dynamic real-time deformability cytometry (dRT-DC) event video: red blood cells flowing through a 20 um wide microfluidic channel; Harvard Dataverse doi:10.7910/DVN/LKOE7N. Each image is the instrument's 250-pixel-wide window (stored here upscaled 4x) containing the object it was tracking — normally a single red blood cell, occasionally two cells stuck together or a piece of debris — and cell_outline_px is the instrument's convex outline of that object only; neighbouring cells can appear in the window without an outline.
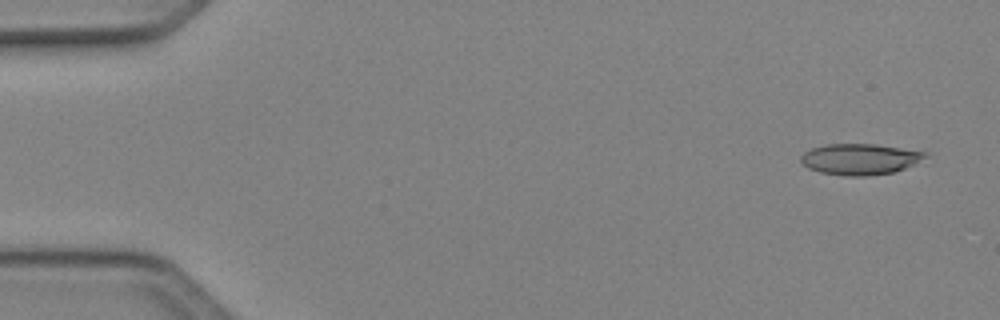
{"species": "Egyptian fruit bat (a non-hibernating species)", "species_latin": "Rousettus aegyptiacus", "temperature_condition": "cold", "stored_images_in_passage": 47, "camera_frame_rate_fps": 3000, "um_per_image_px": 0.085, "animal": {"sex": "female"}, "frame": {"image": 1, "passage_image": 1, "time_ms": 0.0, "image_size_px": [1000, 320], "cell_outline_px": [[928, 156], [904, 168], [892, 172], [868, 176], [844, 176], [820, 172], [808, 168], [800, 160], [800, 156], [804, 152], [812, 148], [828, 144], [876, 144], [928, 152]], "centroid_in_image_um": [73.07, 13.52], "position_along_channel_um": 11.9, "area_um2": 22.37}}
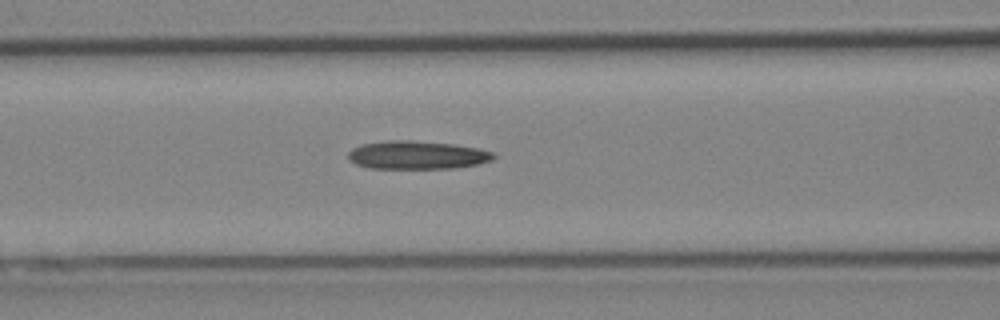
{"frame": {"image": 2, "passage_image": 19, "time_ms": 6.0, "image_size_px": [1000, 320], "cell_outline_px": [[496, 156], [492, 160], [476, 164], [452, 168], [368, 168], [356, 164], [348, 160], [348, 152], [352, 148], [364, 144], [388, 140], [412, 140], [452, 144], [480, 148], [492, 152]], "centroid_in_image_um": [35.43, 13.17], "position_along_channel_um": 131.2, "area_um2": 23.87}}
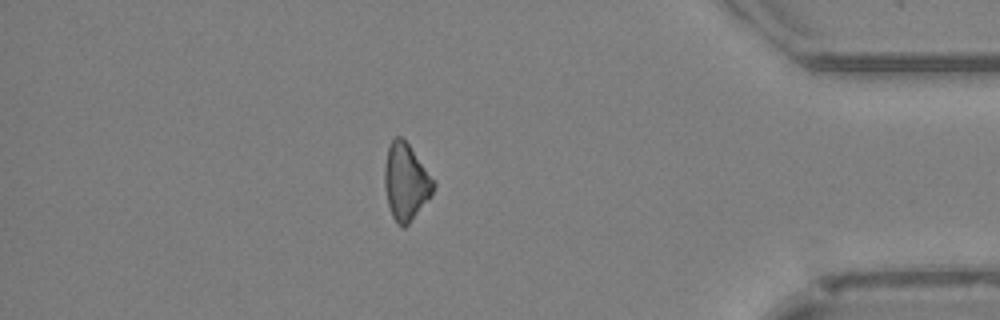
{"frame": {"image": 3, "passage_image": 41, "time_ms": 13.333, "image_size_px": [1000, 320], "cell_outline_px": [[436, 184], [432, 196], [408, 224], [404, 228], [400, 228], [396, 224], [392, 216], [388, 204], [384, 188], [384, 168], [388, 148], [392, 140], [396, 136], [400, 136], [408, 144]], "centroid_in_image_um": [34.48, 15.51], "position_along_channel_um": 400.7, "area_um2": 21.73}}